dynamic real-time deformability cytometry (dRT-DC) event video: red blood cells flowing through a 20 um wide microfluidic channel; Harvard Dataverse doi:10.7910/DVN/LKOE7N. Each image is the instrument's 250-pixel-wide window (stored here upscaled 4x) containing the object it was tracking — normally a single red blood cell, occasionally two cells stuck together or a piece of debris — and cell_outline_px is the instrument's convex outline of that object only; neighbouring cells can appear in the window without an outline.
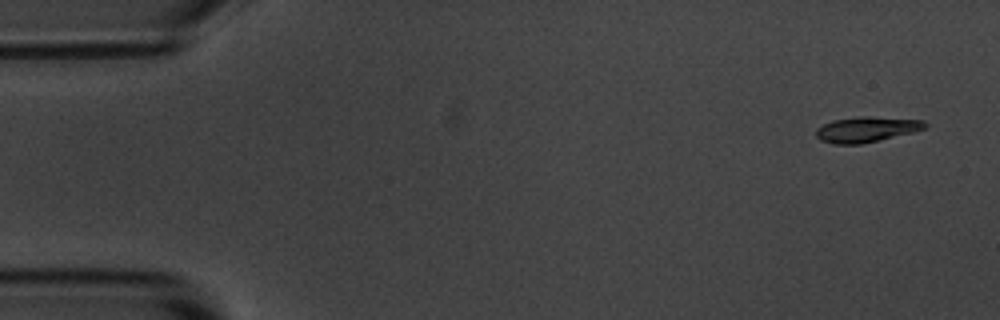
{"species": "common noctule bat (a hibernating species)", "species_latin": "Nyctalus noctula", "temperature_condition": "room temperature", "stored_images_in_passage": 4, "camera_frame_rate_fps": 3000, "um_per_image_px": 0.085, "animal": {"sex": "male", "body_mass_g": 20.1, "forearm_length_mm": 53.5}, "frame": {"image": 1, "passage_image": 1, "time_ms": 0.0, "image_size_px": [1000, 320], "cell_outline_px": [[928, 124], [924, 128], [912, 132], [880, 140], [860, 144], [836, 144], [820, 140], [816, 136], [816, 128], [832, 120], [860, 116], [868, 116], [924, 120]], "centroid_in_image_um": [73.63, 10.99], "position_along_channel_um": 11.4, "area_um2": 16.07}}